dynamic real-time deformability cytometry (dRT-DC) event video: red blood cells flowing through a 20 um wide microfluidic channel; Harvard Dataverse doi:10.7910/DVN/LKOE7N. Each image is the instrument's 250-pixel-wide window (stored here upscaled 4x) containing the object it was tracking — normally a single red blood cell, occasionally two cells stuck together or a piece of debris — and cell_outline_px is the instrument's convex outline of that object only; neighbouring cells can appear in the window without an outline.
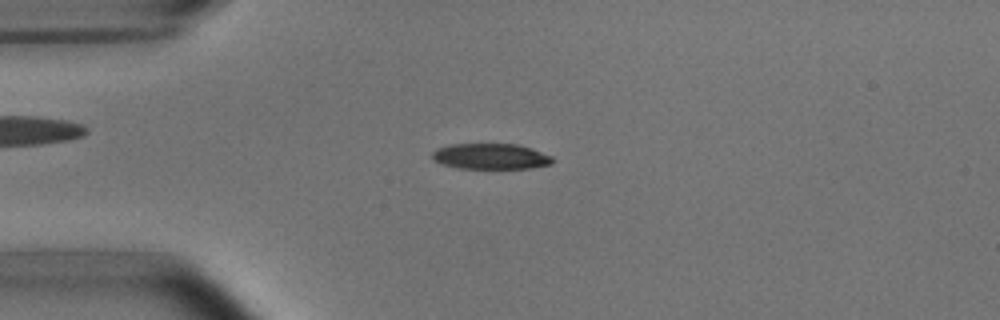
{"species": "common noctule bat (a hibernating species)", "species_latin": "Nyctalus noctula", "temperature_condition": "room temperature", "stored_images_in_passage": 51, "camera_frame_rate_fps": 3000, "um_per_image_px": 0.085, "animal": {"sex": "male", "body_mass_g": 15.6}, "frame": {"image": 1, "passage_image": 12, "time_ms": 3.667, "image_size_px": [1000, 320], "cell_outline_px": [[556, 160], [552, 164], [532, 168], [460, 168], [444, 164], [432, 160], [432, 152], [440, 148], [452, 144], [516, 144], [532, 148], [552, 156]], "centroid_in_image_um": [41.77, 13.29], "position_along_channel_um": 43.2, "area_um2": 17.98}}
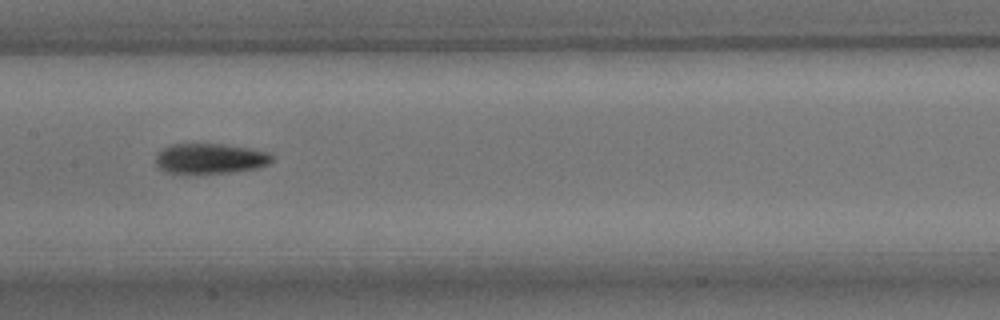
{"frame": {"image": 2, "passage_image": 25, "time_ms": 8.0, "image_size_px": [1000, 320], "cell_outline_px": [[272, 160], [268, 164], [256, 168], [232, 172], [196, 176], [164, 172], [156, 164], [156, 156], [160, 148], [168, 144], [220, 144], [248, 148], [268, 152], [272, 156]], "centroid_in_image_um": [17.78, 13.51], "position_along_channel_um": 189.6, "area_um2": 21.15}}
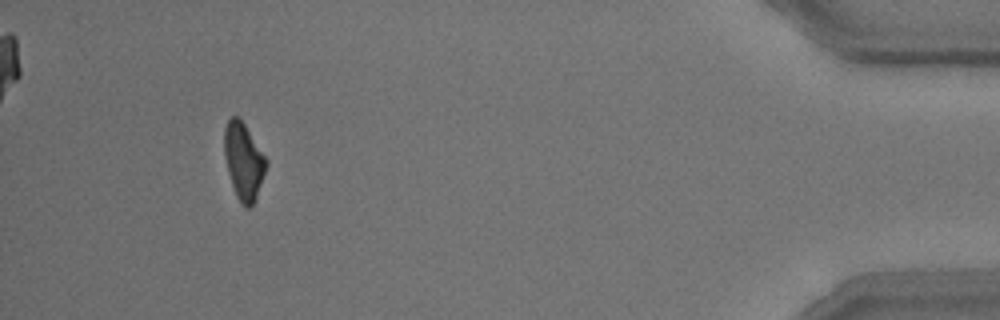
{"frame": {"image": 3, "passage_image": 48, "time_ms": 15.667, "image_size_px": [1000, 320], "cell_outline_px": [[268, 164], [256, 196], [252, 204], [248, 208], [240, 204], [236, 196], [228, 172], [224, 156], [224, 128], [228, 120], [232, 116], [236, 116], [244, 124], [268, 160]], "centroid_in_image_um": [20.7, 13.7], "position_along_channel_um": 414.5, "area_um2": 18.5}, "authors_computed_cell_mechanics": {"area_um2": 19.4208, "velocity_mm_per_s": 3.7969, "shape_relaxation_time_tau1_ms": 3.6975, "shape_relaxation_time_tau2_ms": 6.759, "deformation_change_tau1": 0.1505, "deformation_change_tau2": 0.1666}}